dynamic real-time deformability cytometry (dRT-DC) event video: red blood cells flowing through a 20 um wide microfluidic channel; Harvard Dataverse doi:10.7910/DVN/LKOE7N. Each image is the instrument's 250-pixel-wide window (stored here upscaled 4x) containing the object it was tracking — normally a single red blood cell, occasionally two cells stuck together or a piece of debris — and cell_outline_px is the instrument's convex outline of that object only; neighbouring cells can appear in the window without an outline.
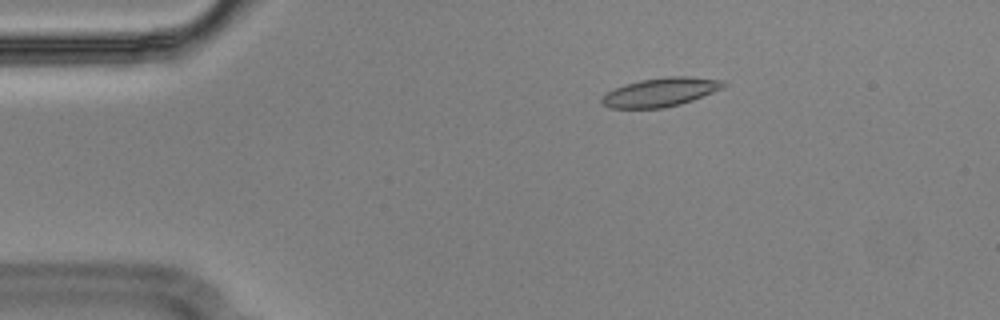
{"species": "Egyptian fruit bat (a non-hibernating species)", "species_latin": "Rousettus aegyptiacus", "temperature_condition": "cold", "stored_images_in_passage": 56, "camera_frame_rate_fps": 3000, "um_per_image_px": 0.085, "animal": {"sex": "male"}, "frame": {"image": 1, "passage_image": 10, "time_ms": 3.0, "image_size_px": [1000, 320], "cell_outline_px": [[728, 84], [724, 88], [692, 100], [680, 104], [664, 108], [608, 108], [600, 100], [608, 92], [624, 84], [640, 80], [664, 76], [688, 76], [724, 80]], "centroid_in_image_um": [56.19, 7.82], "position_along_channel_um": 28.8, "area_um2": 20.46}}
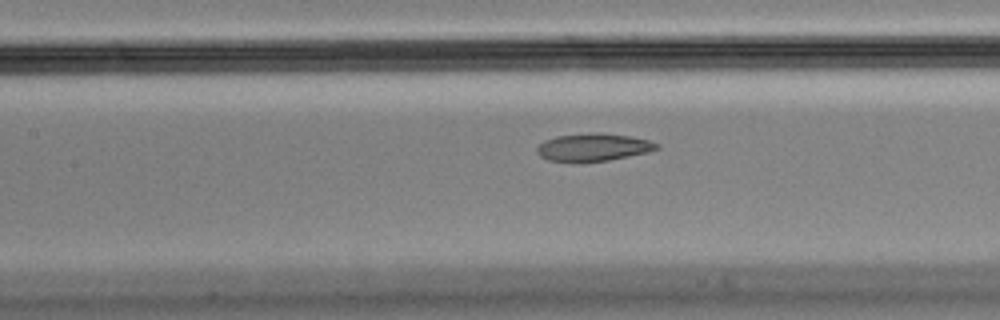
{"frame": {"image": 2, "passage_image": 25, "time_ms": 8.0, "image_size_px": [1000, 320], "cell_outline_px": [[660, 148], [648, 152], [608, 160], [548, 160], [540, 156], [536, 152], [536, 148], [544, 140], [556, 136], [592, 132], [600, 132], [632, 136], [648, 140], [660, 144]], "centroid_in_image_um": [50.46, 12.48], "position_along_channel_um": 156.9, "area_um2": 19.02}}
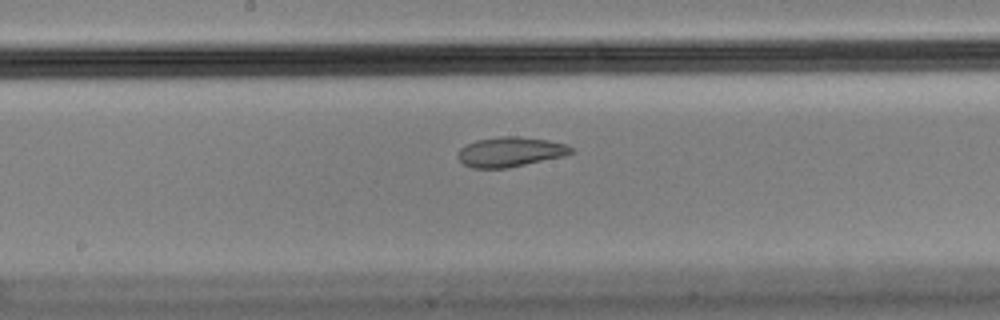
{"frame": {"image": 3, "passage_image": 29, "time_ms": 9.333, "image_size_px": [1000, 320], "cell_outline_px": [[576, 152], [564, 156], [508, 168], [472, 168], [464, 164], [456, 156], [460, 148], [476, 140], [500, 136], [520, 136], [548, 140], [568, 144]], "centroid_in_image_um": [43.4, 12.9], "position_along_channel_um": 204.8, "area_um2": 19.83}, "authors_computed_cell_mechanics": {"area_um2": 20.4323, "velocity_mm_per_s": 3.6, "shape_relaxation_time_tau1_ms": null, "shape_relaxation_time_tau2_ms": 2.223, "deformation_change_tau1": null, "deformation_change_tau2": 0.0772}}